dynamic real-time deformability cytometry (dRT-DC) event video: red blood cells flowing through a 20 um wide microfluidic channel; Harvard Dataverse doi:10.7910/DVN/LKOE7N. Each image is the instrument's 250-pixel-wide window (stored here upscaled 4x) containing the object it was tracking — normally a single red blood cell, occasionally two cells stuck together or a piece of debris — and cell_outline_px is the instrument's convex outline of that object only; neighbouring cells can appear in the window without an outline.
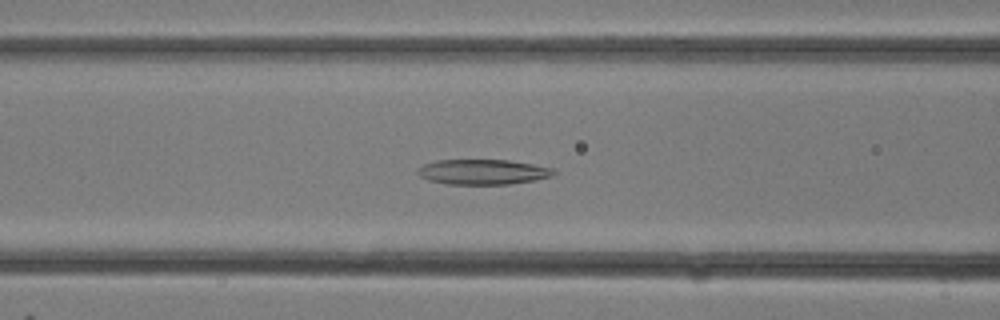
{"species": "common noctule bat (a hibernating species)", "species_latin": "Nyctalus noctula", "temperature_condition": "room temperature", "stored_images_in_passage": 31, "camera_frame_rate_fps": 3000, "um_per_image_px": 0.085, "animal": {"sex": "female"}, "frame": {"image": 1, "passage_image": 13, "time_ms": 4.0, "image_size_px": [1000, 320], "cell_outline_px": [[556, 172], [552, 176], [536, 180], [508, 184], [448, 184], [428, 180], [420, 176], [416, 172], [416, 168], [424, 164], [436, 160], [508, 160], [556, 168]], "centroid_in_image_um": [41.04, 14.61], "position_along_channel_um": 125.6, "area_um2": 20.06}}
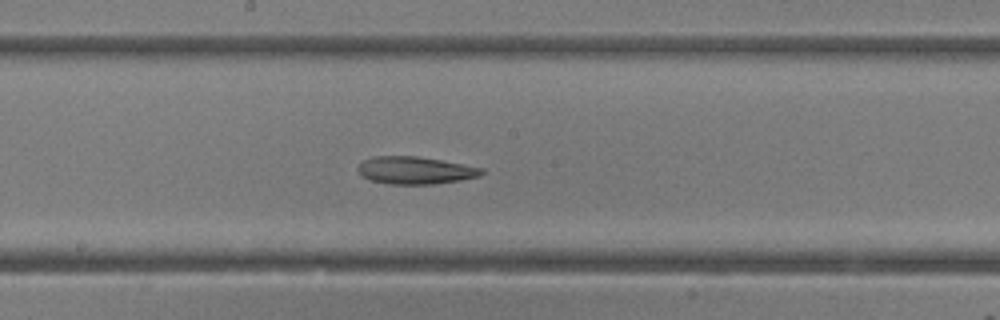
{"frame": {"image": 2, "passage_image": 17, "time_ms": 5.333, "image_size_px": [1000, 320], "cell_outline_px": [[484, 172], [480, 176], [460, 180], [436, 184], [392, 184], [372, 180], [360, 176], [356, 168], [360, 160], [372, 156], [416, 156], [440, 160], [484, 168]], "centroid_in_image_um": [35.24, 14.47], "position_along_channel_um": 213.0, "area_um2": 19.94}}
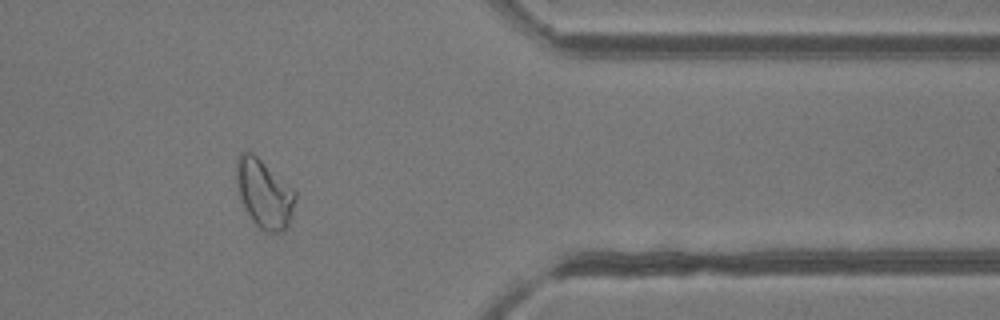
{"frame": {"image": 3, "passage_image": 26, "time_ms": 8.333, "image_size_px": [1000, 320], "cell_outline_px": [[296, 196], [288, 228], [284, 232], [264, 232], [252, 220], [244, 208], [240, 200], [236, 184], [236, 160], [240, 152], [248, 148], [292, 188], [296, 192]], "centroid_in_image_um": [22.42, 16.45], "position_along_channel_um": 389.0, "area_um2": 23.76}}